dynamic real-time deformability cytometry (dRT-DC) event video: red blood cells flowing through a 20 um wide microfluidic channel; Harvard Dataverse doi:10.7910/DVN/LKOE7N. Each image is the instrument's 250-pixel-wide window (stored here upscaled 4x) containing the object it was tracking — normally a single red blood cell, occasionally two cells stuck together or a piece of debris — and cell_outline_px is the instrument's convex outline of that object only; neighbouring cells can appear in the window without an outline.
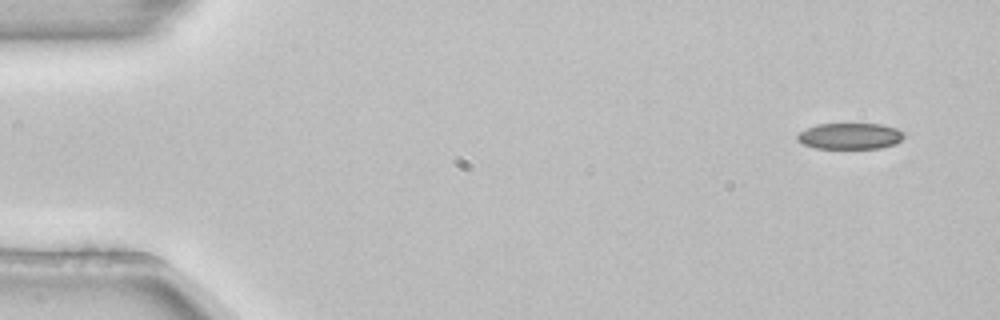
{"species": "common noctule bat (a hibernating species)", "species_latin": "Nyctalus noctula", "temperature_condition": "room temperature", "stored_images_in_passage": 4, "camera_frame_rate_fps": 3000, "um_per_image_px": 0.085, "animal": {"sex": "female", "body_mass_g": 22.7, "forearm_length_mm": 54.2}, "frame": {"image": 1, "passage_image": 1, "time_ms": 0.0, "image_size_px": [1000, 320], "cell_outline_px": [[904, 136], [896, 144], [880, 148], [816, 148], [804, 144], [796, 140], [796, 136], [800, 132], [816, 124], [880, 124], [896, 128], [904, 132]], "centroid_in_image_um": [72.25, 11.56], "position_along_channel_um": 12.7, "area_um2": 16.18}}
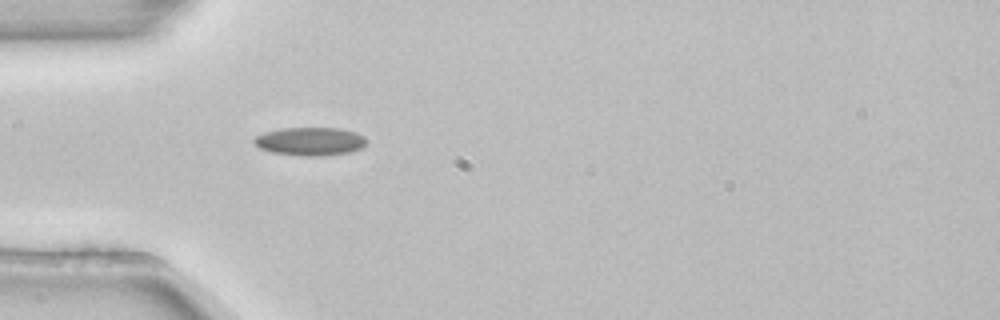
{"frame": {"image": 2, "passage_image": 4, "time_ms": 1.0, "image_size_px": [1000, 320], "cell_outline_px": [[368, 140], [360, 148], [352, 152], [324, 156], [300, 156], [272, 152], [260, 148], [252, 140], [256, 136], [264, 132], [280, 128], [340, 128], [356, 132], [364, 136]], "centroid_in_image_um": [26.38, 12.02], "position_along_channel_um": 58.6, "area_um2": 18.67}}